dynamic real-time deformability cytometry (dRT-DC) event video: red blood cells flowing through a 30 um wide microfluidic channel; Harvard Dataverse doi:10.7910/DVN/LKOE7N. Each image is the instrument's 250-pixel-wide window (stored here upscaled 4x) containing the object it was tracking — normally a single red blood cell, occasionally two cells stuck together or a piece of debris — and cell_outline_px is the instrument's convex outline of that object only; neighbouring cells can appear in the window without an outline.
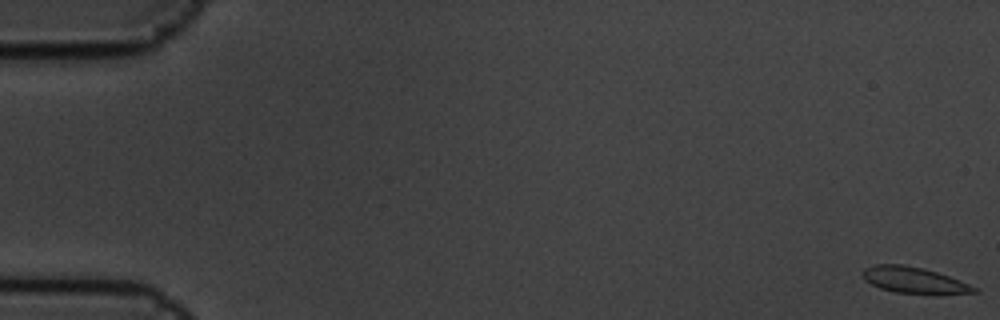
{"species": "common noctule bat (a hibernating species)", "species_latin": "Nyctalus noctula", "temperature_condition": "cold", "stored_images_in_passage": 6, "camera_frame_rate_fps": 3000, "um_per_image_px": 0.085, "animal": {"sex": "male", "body_mass_g": 19.5, "forearm_length_mm": 54.6}, "frame": {"image": 1, "passage_image": 1, "time_ms": 0.0, "image_size_px": [1000, 320], "cell_outline_px": [[980, 292], [940, 296], [936, 296], [896, 292], [880, 288], [864, 280], [860, 272], [864, 268], [876, 264], [904, 264], [924, 268], [948, 276], [968, 284], [976, 288]], "centroid_in_image_um": [77.71, 23.84], "position_along_channel_um": 7.3, "area_um2": 17.57}}
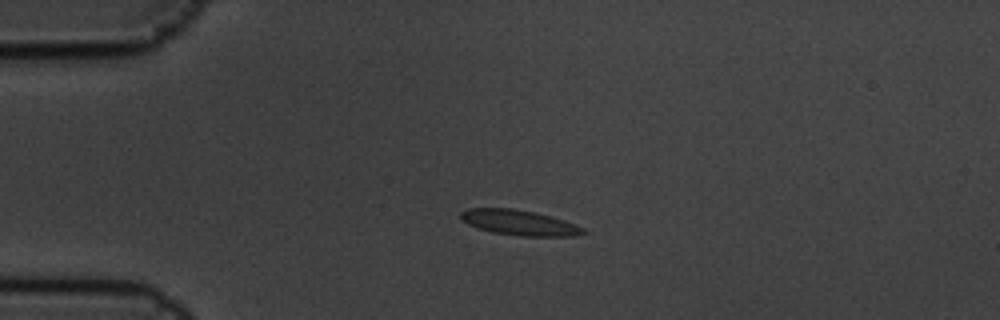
{"frame": {"image": 2, "passage_image": 5, "time_ms": 1.333, "image_size_px": [1000, 320], "cell_outline_px": [[588, 232], [572, 236], [520, 236], [492, 232], [476, 228], [460, 220], [460, 212], [468, 208], [512, 208], [536, 212], [552, 216], [564, 220], [584, 228]], "centroid_in_image_um": [44.11, 18.92], "position_along_channel_um": 40.9, "area_um2": 18.21}}